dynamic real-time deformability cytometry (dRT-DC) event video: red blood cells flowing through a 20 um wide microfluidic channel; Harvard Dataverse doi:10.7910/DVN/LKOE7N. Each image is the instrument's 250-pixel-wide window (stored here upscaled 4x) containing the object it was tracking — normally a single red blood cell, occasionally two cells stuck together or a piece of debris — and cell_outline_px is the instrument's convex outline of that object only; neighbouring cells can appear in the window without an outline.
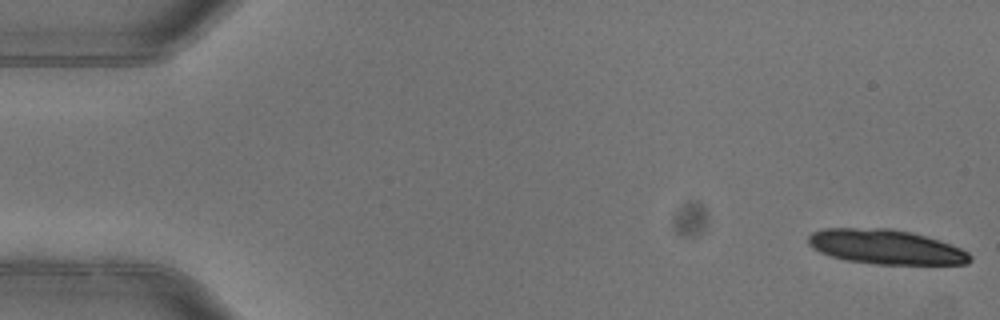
{"species": "common noctule bat (a hibernating species)", "species_latin": "Nyctalus noctula", "temperature_condition": "warm", "stored_images_in_passage": 5, "camera_frame_rate_fps": 3000, "um_per_image_px": 0.085, "animal": {"sex": "female"}, "frame": {"image": 1, "passage_image": 1, "time_ms": 0.0, "image_size_px": [1000, 320], "cell_outline_px": [[972, 260], [968, 264], [876, 264], [844, 260], [820, 252], [812, 248], [808, 244], [808, 236], [812, 232], [824, 228], [892, 228], [912, 232], [940, 240], [960, 248], [968, 252], [972, 256]], "centroid_in_image_um": [75.29, 20.98], "position_along_channel_um": 9.7, "area_um2": 32.83}}